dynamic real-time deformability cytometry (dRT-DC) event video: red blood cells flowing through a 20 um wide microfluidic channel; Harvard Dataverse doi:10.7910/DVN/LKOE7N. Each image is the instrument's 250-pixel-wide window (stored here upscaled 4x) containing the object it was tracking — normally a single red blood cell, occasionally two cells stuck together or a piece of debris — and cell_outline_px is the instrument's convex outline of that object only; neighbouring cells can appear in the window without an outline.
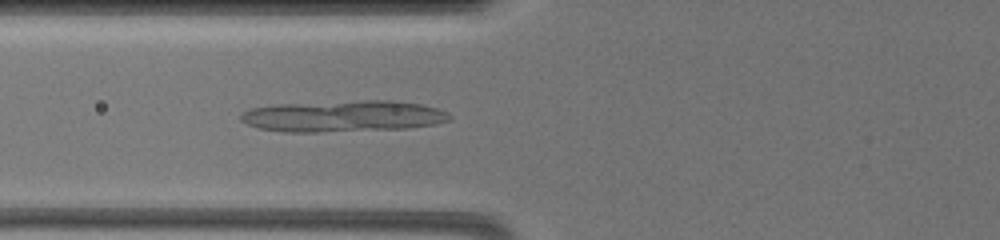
{"species": "common noctule bat (a hibernating species)", "species_latin": "Nyctalus noctula", "temperature_condition": "warm", "stored_images_in_passage": 30, "camera_frame_rate_fps": 3000, "um_per_image_px": 0.085, "animal": {"sex": "female", "body_mass_g": 19.5, "forearm_length_mm": 54.1}, "frame": {"image": 1, "passage_image": 11, "time_ms": 7.0, "image_size_px": [1000, 240], "cell_outline_px": [[452, 120], [436, 124], [404, 128], [316, 132], [284, 132], [260, 128], [248, 124], [240, 120], [240, 116], [244, 112], [252, 108], [272, 104], [364, 100], [392, 100], [420, 104], [436, 108], [448, 112], [452, 116]], "centroid_in_image_um": [29.19, 9.86], "position_along_channel_um": 96.6, "area_um2": 38.21}}
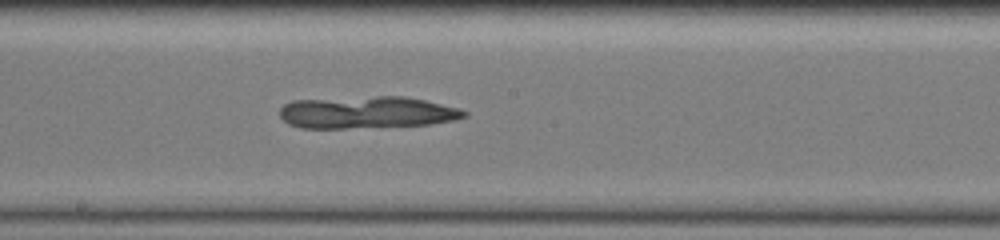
{"frame": {"image": 2, "passage_image": 16, "time_ms": 10.333, "image_size_px": [1000, 240], "cell_outline_px": [[468, 116], [452, 120], [428, 124], [344, 128], [300, 128], [288, 124], [280, 116], [280, 108], [284, 104], [292, 100], [376, 96], [404, 96], [424, 100], [460, 108], [468, 112]], "centroid_in_image_um": [31.16, 9.54], "position_along_channel_um": 217.0, "area_um2": 34.39}}
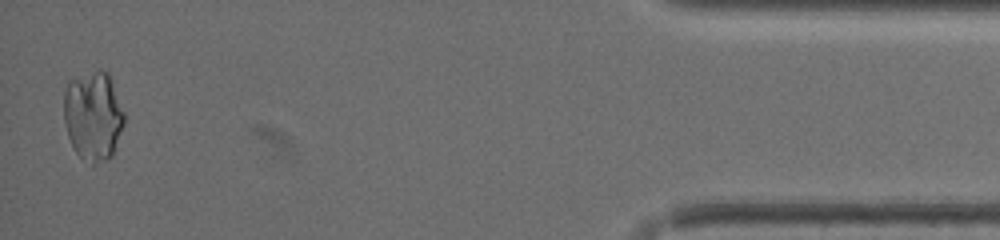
{"frame": {"image": 3, "passage_image": 30, "time_ms": 18.0, "image_size_px": [1000, 240], "cell_outline_px": [[124, 124], [112, 156], [104, 160], [92, 164], [80, 156], [72, 148], [64, 124], [64, 92], [68, 80], [100, 68], [108, 72], [124, 112]], "centroid_in_image_um": [7.9, 9.82], "position_along_channel_um": 427.3, "area_um2": 31.56}}